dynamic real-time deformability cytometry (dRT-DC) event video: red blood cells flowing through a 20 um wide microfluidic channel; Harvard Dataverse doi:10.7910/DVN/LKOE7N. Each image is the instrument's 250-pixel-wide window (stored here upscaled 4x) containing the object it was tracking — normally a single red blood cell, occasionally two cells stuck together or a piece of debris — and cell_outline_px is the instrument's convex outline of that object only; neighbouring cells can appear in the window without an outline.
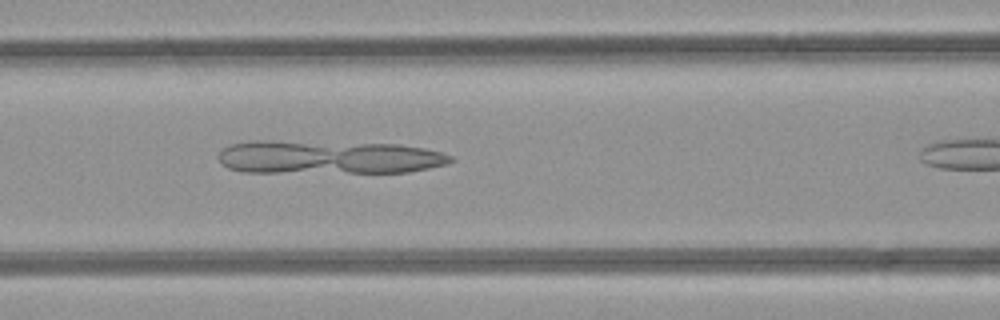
{"species": "common noctule bat (a hibernating species)", "species_latin": "Nyctalus noctula", "temperature_condition": "room temperature", "stored_images_in_passage": 10, "camera_frame_rate_fps": 3000, "um_per_image_px": 0.085, "animal": {"sex": "female", "body_mass_g": 21.9}, "frame": {"image": 1, "passage_image": 6, "time_ms": 1.667, "image_size_px": [1000, 320], "cell_outline_px": [[456, 160], [448, 164], [408, 172], [244, 172], [228, 168], [220, 164], [216, 156], [228, 144], [252, 140], [272, 140], [400, 144], [424, 148], [440, 152], [452, 156]], "centroid_in_image_um": [27.87, 13.35], "position_along_channel_um": 138.7, "area_um2": 45.84}}
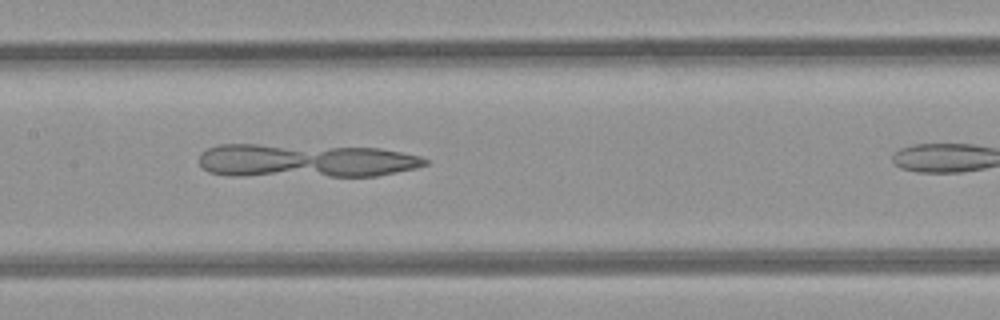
{"frame": {"image": 2, "passage_image": 9, "time_ms": 2.667, "image_size_px": [1000, 320], "cell_outline_px": [[428, 164], [416, 168], [376, 176], [228, 176], [208, 172], [200, 164], [200, 152], [208, 148], [220, 144], [256, 144], [380, 148], [420, 156], [428, 160]], "centroid_in_image_um": [25.93, 13.66], "position_along_channel_um": 181.5, "area_um2": 44.51}}